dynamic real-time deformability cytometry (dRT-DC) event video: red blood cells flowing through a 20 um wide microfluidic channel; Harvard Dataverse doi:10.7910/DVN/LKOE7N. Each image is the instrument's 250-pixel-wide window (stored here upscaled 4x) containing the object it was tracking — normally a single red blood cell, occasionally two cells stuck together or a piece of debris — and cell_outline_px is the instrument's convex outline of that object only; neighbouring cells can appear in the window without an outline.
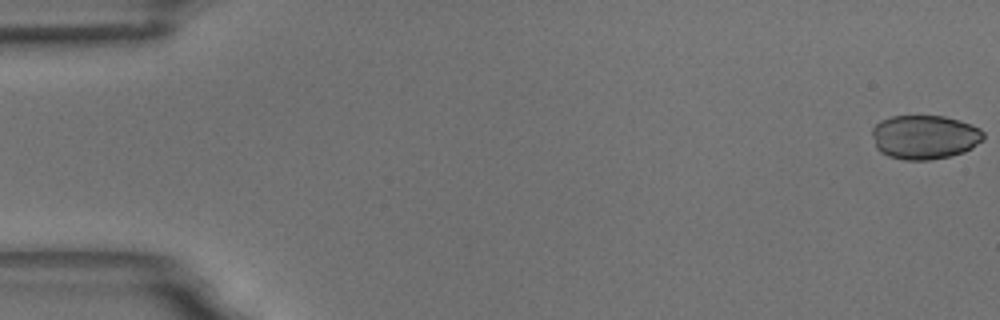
{"species": "common noctule bat (a hibernating species)", "species_latin": "Nyctalus noctula", "temperature_condition": "room temperature", "stored_images_in_passage": 59, "camera_frame_rate_fps": 3000, "um_per_image_px": 0.085, "animal": {"sex": "male", "body_mass_g": 18.8}, "frame": {"image": 1, "passage_image": 1, "time_ms": 0.0, "image_size_px": [1000, 320], "cell_outline_px": [[984, 140], [972, 148], [964, 152], [948, 156], [928, 160], [904, 160], [888, 156], [880, 152], [876, 148], [872, 136], [872, 128], [880, 120], [892, 116], [944, 116], [960, 120], [980, 128], [984, 132]], "centroid_in_image_um": [78.59, 11.65], "position_along_channel_um": 6.4, "area_um2": 28.84}}
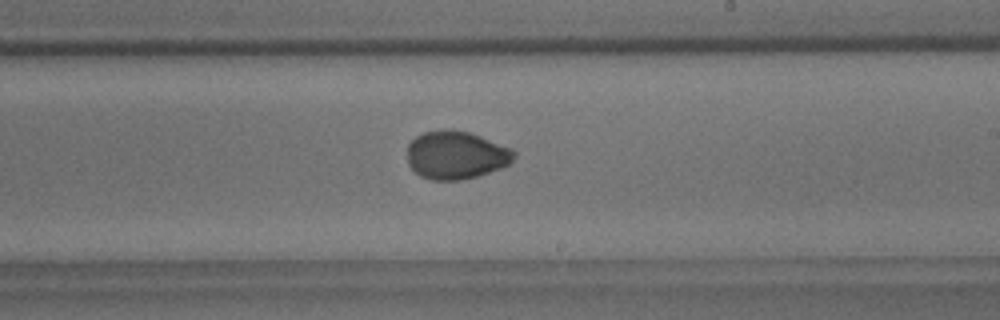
{"frame": {"image": 2, "passage_image": 35, "time_ms": 11.333, "image_size_px": [1000, 320], "cell_outline_px": [[516, 156], [508, 164], [500, 168], [476, 176], [460, 180], [432, 180], [420, 176], [408, 164], [408, 144], [416, 136], [424, 132], [444, 128], [448, 128], [468, 132], [480, 136], [512, 148], [516, 152]], "centroid_in_image_um": [38.75, 13.16], "position_along_channel_um": 250.2, "area_um2": 29.94}}
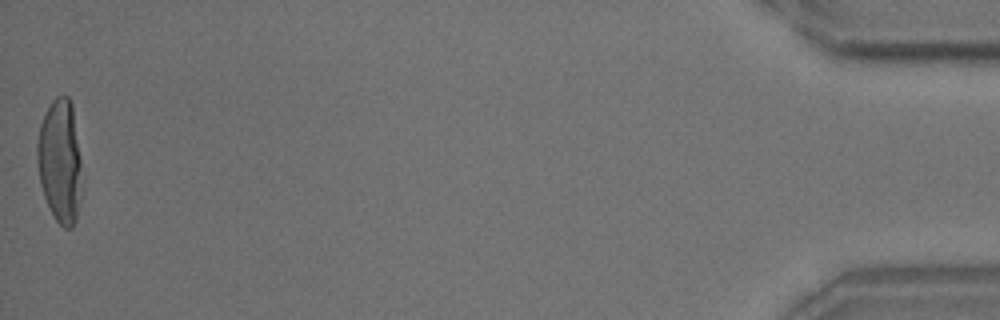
{"frame": {"image": 3, "passage_image": 59, "time_ms": 19.333, "image_size_px": [1000, 320], "cell_outline_px": [[84, 184], [76, 220], [72, 228], [64, 228], [56, 220], [44, 196], [40, 184], [36, 160], [36, 144], [40, 124], [52, 100], [56, 96], [68, 96], [72, 104], [84, 180]], "centroid_in_image_um": [5.12, 13.73], "position_along_channel_um": 430.1, "area_um2": 32.83}}